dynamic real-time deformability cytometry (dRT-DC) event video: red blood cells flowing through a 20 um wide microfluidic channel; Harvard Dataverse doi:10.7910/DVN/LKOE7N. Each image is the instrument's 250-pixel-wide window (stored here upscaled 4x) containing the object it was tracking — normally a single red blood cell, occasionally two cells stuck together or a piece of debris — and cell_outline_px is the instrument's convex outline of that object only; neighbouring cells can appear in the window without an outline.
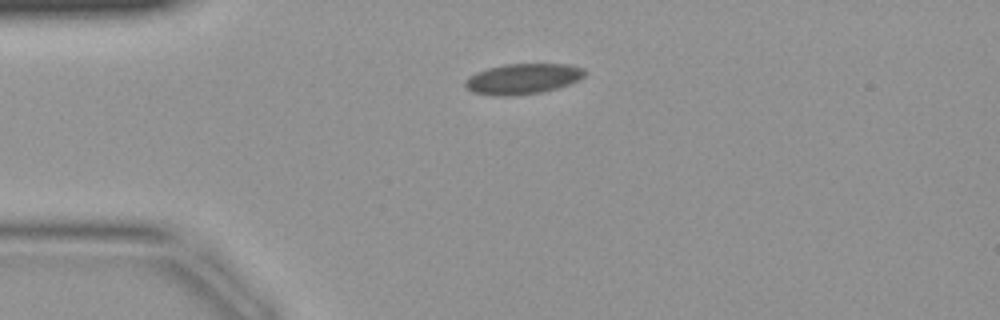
{"species": "common noctule bat (a hibernating species)", "species_latin": "Nyctalus noctula", "temperature_condition": "warm", "stored_images_in_passage": 42, "camera_frame_rate_fps": 3000, "um_per_image_px": 0.085, "animal": {"sex": "female", "body_mass_g": 19.9}, "frame": {"image": 1, "passage_image": 9, "time_ms": 2.667, "image_size_px": [1000, 320], "cell_outline_px": [[584, 76], [580, 80], [556, 88], [540, 92], [512, 96], [496, 96], [472, 92], [464, 88], [464, 80], [468, 76], [476, 72], [488, 68], [504, 64], [568, 64], [584, 68]], "centroid_in_image_um": [44.38, 6.7], "position_along_channel_um": 40.6, "area_um2": 21.39}}
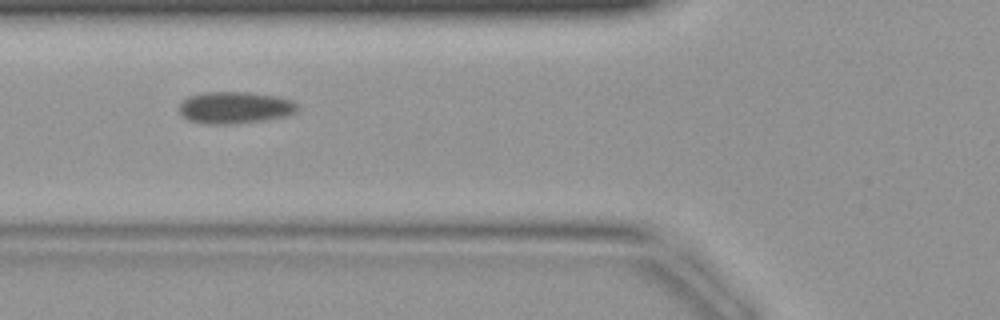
{"frame": {"image": 2, "passage_image": 15, "time_ms": 4.667, "image_size_px": [1000, 320], "cell_outline_px": [[300, 108], [296, 112], [288, 116], [268, 120], [236, 124], [204, 124], [188, 120], [180, 112], [180, 104], [188, 96], [204, 92], [252, 92], [276, 96], [296, 100], [300, 104]], "centroid_in_image_um": [20.06, 9.15], "position_along_channel_um": 105.7, "area_um2": 22.54}}
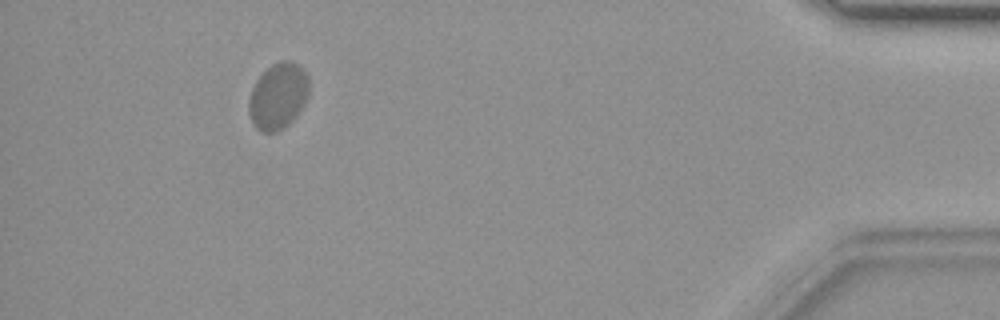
{"frame": {"image": 3, "passage_image": 39, "time_ms": 12.667, "image_size_px": [1000, 320], "cell_outline_px": [[308, 96], [304, 104], [292, 120], [284, 128], [276, 132], [260, 132], [252, 124], [248, 112], [248, 100], [252, 88], [256, 80], [272, 64], [280, 60], [292, 60], [308, 76]], "centroid_in_image_um": [23.61, 8.19], "position_along_channel_um": 411.6, "area_um2": 23.24}}